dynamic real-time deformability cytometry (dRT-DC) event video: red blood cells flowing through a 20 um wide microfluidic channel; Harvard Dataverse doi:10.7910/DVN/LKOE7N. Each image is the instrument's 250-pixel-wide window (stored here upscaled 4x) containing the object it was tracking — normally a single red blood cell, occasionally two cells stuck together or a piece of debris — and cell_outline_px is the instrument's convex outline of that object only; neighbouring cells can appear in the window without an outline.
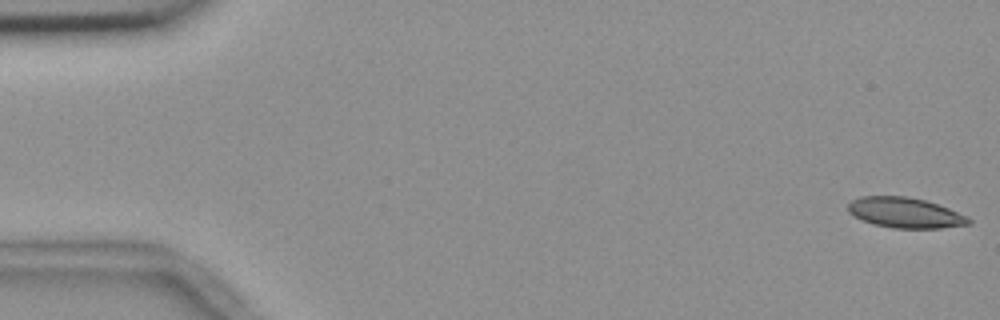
{"species": "common noctule bat (a hibernating species)", "species_latin": "Nyctalus noctula", "temperature_condition": "room temperature", "stored_images_in_passage": 56, "camera_frame_rate_fps": 3000, "um_per_image_px": 0.085, "animal": {"sex": "female", "body_mass_g": 18.4}, "frame": {"image": 1, "passage_image": 1, "time_ms": 0.0, "image_size_px": [1000, 320], "cell_outline_px": [[972, 220], [968, 224], [940, 228], [892, 228], [876, 224], [864, 220], [848, 212], [848, 204], [852, 200], [860, 196], [908, 196], [924, 200], [948, 208], [968, 216]], "centroid_in_image_um": [76.94, 18.07], "position_along_channel_um": 8.1, "area_um2": 21.1}}
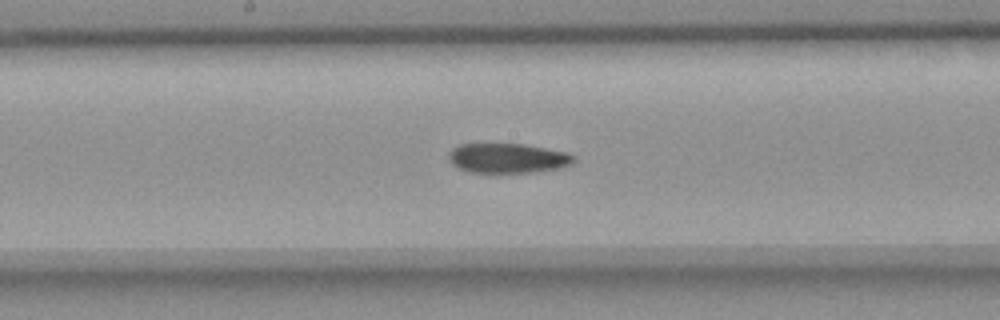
{"frame": {"image": 2, "passage_image": 29, "time_ms": 9.333, "image_size_px": [1000, 320], "cell_outline_px": [[576, 160], [572, 164], [560, 168], [536, 172], [496, 176], [468, 172], [452, 164], [448, 160], [448, 152], [456, 144], [524, 144], [568, 152], [576, 156]], "centroid_in_image_um": [43.14, 13.49], "position_along_channel_um": 205.1, "area_um2": 22.89}}
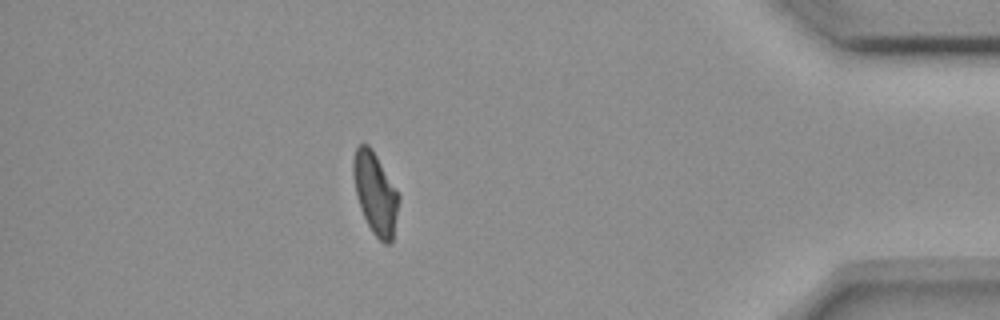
{"frame": {"image": 3, "passage_image": 49, "time_ms": 16.0, "image_size_px": [1000, 320], "cell_outline_px": [[400, 196], [392, 240], [388, 244], [384, 244], [372, 232], [360, 208], [356, 196], [352, 176], [352, 160], [356, 148], [360, 144], [368, 144], [372, 148]], "centroid_in_image_um": [31.87, 16.41], "position_along_channel_um": 403.3, "area_um2": 21.56}, "authors_computed_cell_mechanics": {"area_um2": 22.3686, "velocity_mm_per_s": 3.6322, "shape_relaxation_time_tau1_ms": null, "shape_relaxation_time_tau2_ms": 4.6046, "deformation_change_tau1": null, "deformation_change_tau2": 0.1132}}